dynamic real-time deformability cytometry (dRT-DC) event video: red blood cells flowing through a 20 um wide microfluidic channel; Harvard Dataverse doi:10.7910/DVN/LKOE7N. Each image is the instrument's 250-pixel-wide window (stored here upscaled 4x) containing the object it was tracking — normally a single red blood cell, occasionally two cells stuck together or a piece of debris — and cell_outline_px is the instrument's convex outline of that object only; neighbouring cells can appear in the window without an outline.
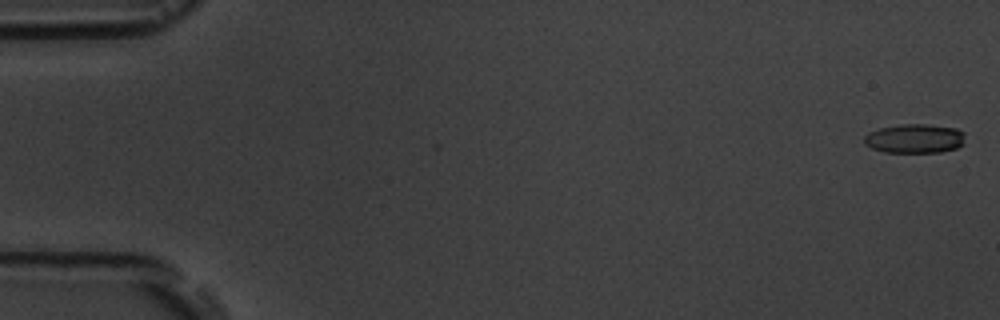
{"species": "common noctule bat (a hibernating species)", "species_latin": "Nyctalus noctula", "temperature_condition": "room temperature", "stored_images_in_passage": 6, "camera_frame_rate_fps": 3000, "um_per_image_px": 0.085, "animal": {"sex": "male", "body_mass_g": 19.5, "forearm_length_mm": 54.6}, "frame": {"image": 1, "passage_image": 1, "time_ms": 0.0, "image_size_px": [1000, 320], "cell_outline_px": [[964, 144], [956, 148], [940, 152], [884, 152], [872, 148], [864, 144], [864, 136], [868, 132], [880, 128], [900, 124], [924, 124], [956, 128], [964, 132]], "centroid_in_image_um": [77.74, 11.77], "position_along_channel_um": 7.3, "area_um2": 17.22}}
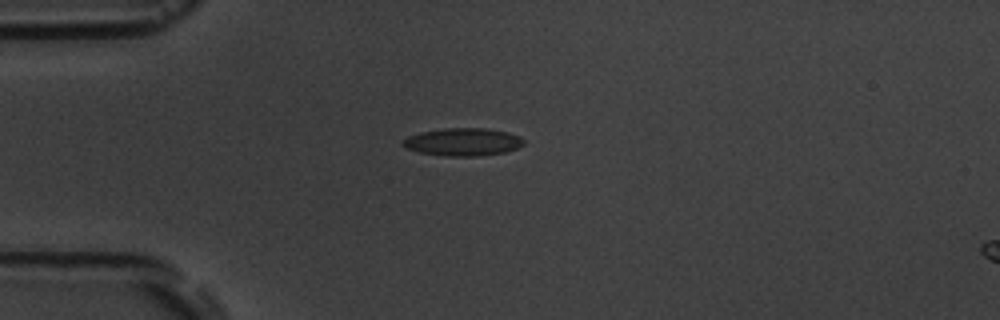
{"frame": {"image": 2, "passage_image": 5, "time_ms": 4.667, "image_size_px": [1000, 320], "cell_outline_px": [[524, 144], [516, 148], [504, 152], [480, 156], [444, 156], [420, 152], [404, 148], [400, 144], [408, 136], [420, 132], [444, 128], [484, 128], [508, 132], [520, 136], [524, 140]], "centroid_in_image_um": [39.33, 12.06], "position_along_channel_um": 45.7, "area_um2": 19.59}}